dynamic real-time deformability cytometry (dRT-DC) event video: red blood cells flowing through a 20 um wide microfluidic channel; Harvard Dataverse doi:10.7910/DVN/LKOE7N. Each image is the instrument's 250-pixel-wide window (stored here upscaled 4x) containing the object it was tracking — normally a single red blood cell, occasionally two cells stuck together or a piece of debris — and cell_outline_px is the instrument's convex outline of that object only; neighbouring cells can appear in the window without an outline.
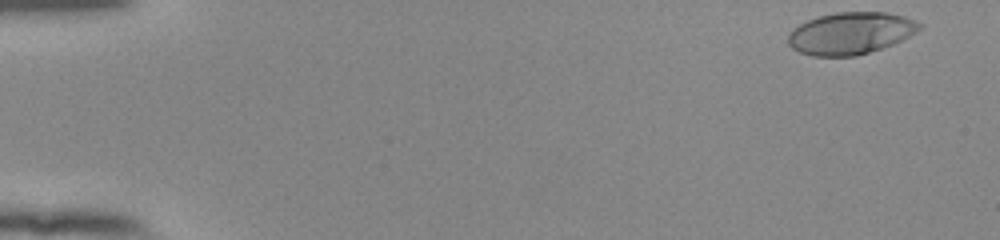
{"species": "human", "species_latin": "Homo sapiens", "temperature_condition": "room temperature", "stored_images_in_passage": 52, "camera_frame_rate_fps": 3000, "um_per_image_px": 0.085, "donor": {"sex": "female"}, "frame": {"image": 1, "passage_image": 1, "time_ms": 0.0, "image_size_px": [1000, 240], "cell_outline_px": [[924, 24], [916, 32], [892, 44], [856, 56], [812, 56], [800, 52], [792, 48], [788, 44], [788, 32], [792, 28], [816, 16], [836, 12], [888, 12], [904, 16], [916, 20]], "centroid_in_image_um": [72.28, 2.81], "position_along_channel_um": 12.7, "area_um2": 32.25}}
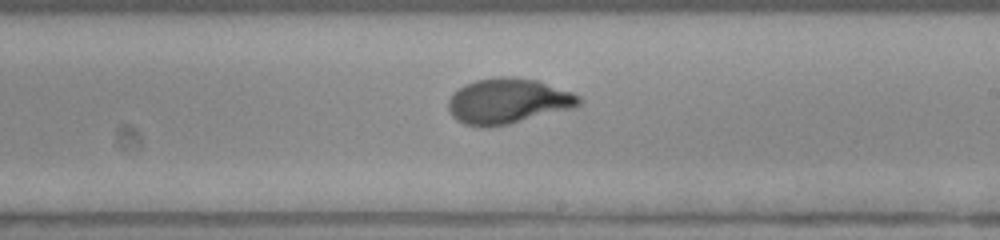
{"frame": {"image": 2, "passage_image": 31, "time_ms": 10.0, "image_size_px": [1000, 240], "cell_outline_px": [[584, 100], [576, 108], [508, 124], [488, 128], [480, 128], [464, 124], [456, 120], [452, 116], [448, 108], [448, 100], [452, 92], [464, 84], [476, 80], [496, 76], [512, 76], [536, 80], [572, 92], [580, 96]], "centroid_in_image_um": [43.16, 8.6], "position_along_channel_um": 245.8, "area_um2": 35.14}}
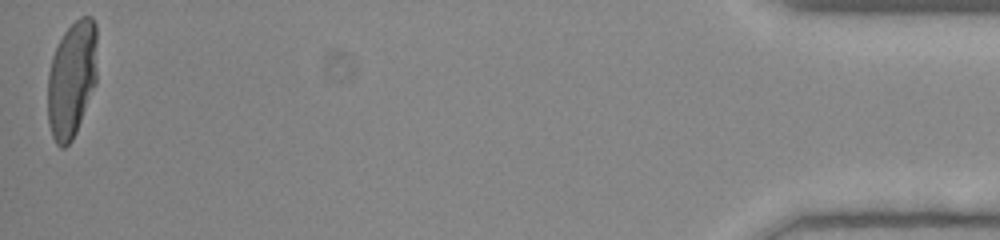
{"frame": {"image": 3, "passage_image": 52, "time_ms": 17.0, "image_size_px": [1000, 240], "cell_outline_px": [[96, 84], [76, 132], [72, 140], [64, 148], [60, 148], [56, 144], [52, 136], [48, 124], [48, 72], [52, 56], [64, 32], [80, 16], [92, 16], [96, 24]], "centroid_in_image_um": [6.1, 6.75], "position_along_channel_um": 429.1, "area_um2": 33.76}, "authors_computed_cell_mechanics": {"area_um2": 33.4662, "velocity_mm_per_s": 3.8472, "shape_relaxation_time_tau1_ms": 4.6774, "shape_relaxation_time_tau2_ms": null, "deformation_change_tau1": 0.2535, "deformation_change_tau2": null}}